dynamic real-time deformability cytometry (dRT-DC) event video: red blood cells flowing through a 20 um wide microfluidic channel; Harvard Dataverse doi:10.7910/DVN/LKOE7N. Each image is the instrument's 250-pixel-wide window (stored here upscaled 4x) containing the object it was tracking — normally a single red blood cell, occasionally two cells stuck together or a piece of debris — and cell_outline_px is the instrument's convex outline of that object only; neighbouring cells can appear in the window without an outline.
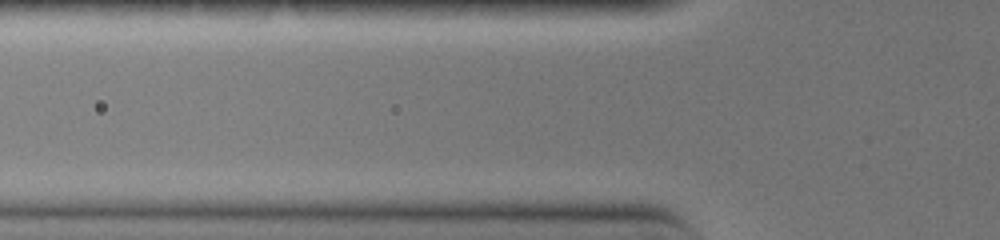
{"species": "common noctule bat (a hibernating species)", "species_latin": "Nyctalus noctula", "temperature_condition": "warm", "stored_images_in_passage": 3, "camera_frame_rate_fps": 3000, "um_per_image_px": 0.085, "animal": {"sex": "female", "body_mass_g": 19.0, "forearm_length_mm": 51.5}, "frame": {"image": 1, "passage_image": 2, "time_ms": 0.333, "image_size_px": [1000, 240], "cell_outline_px": [[608, 164], [592, 168], [472, 168], [456, 164], [460, 160], [516, 156], [540, 156], [604, 160]], "centroid_in_image_um": [45.19, 13.83], "position_along_channel_um": 80.6, "area_um2": 10.64}}